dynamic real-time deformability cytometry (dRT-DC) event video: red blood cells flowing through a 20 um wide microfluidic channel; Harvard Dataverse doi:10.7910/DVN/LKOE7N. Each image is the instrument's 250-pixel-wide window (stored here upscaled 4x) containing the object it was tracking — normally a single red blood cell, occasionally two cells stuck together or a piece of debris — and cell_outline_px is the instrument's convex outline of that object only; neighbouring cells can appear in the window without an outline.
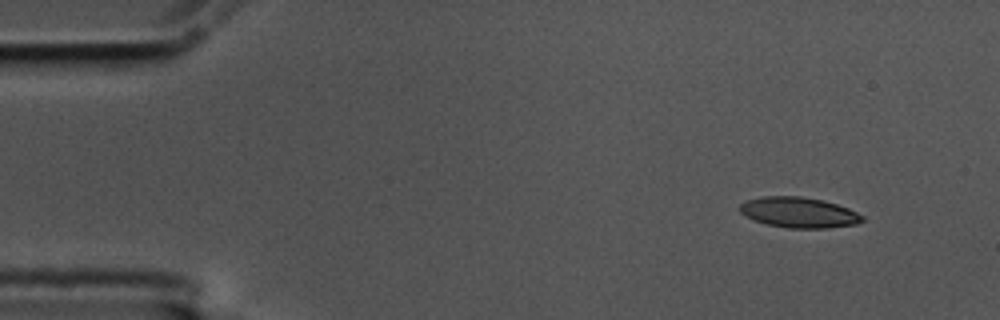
{"species": "common noctule bat (a hibernating species)", "species_latin": "Nyctalus noctula", "temperature_condition": "cold", "stored_images_in_passage": 3, "camera_frame_rate_fps": 3000, "um_per_image_px": 0.085, "animal": {"sex": "male", "body_mass_g": 17.5, "forearm_length_mm": 52.3}, "frame": {"image": 1, "passage_image": 3, "time_ms": 0.667, "image_size_px": [1000, 320], "cell_outline_px": [[864, 220], [856, 224], [828, 228], [788, 228], [768, 224], [752, 220], [744, 216], [740, 212], [740, 204], [748, 200], [764, 196], [800, 196], [824, 200], [848, 208], [864, 216]], "centroid_in_image_um": [67.9, 18.06], "position_along_channel_um": 17.1, "area_um2": 21.79}}